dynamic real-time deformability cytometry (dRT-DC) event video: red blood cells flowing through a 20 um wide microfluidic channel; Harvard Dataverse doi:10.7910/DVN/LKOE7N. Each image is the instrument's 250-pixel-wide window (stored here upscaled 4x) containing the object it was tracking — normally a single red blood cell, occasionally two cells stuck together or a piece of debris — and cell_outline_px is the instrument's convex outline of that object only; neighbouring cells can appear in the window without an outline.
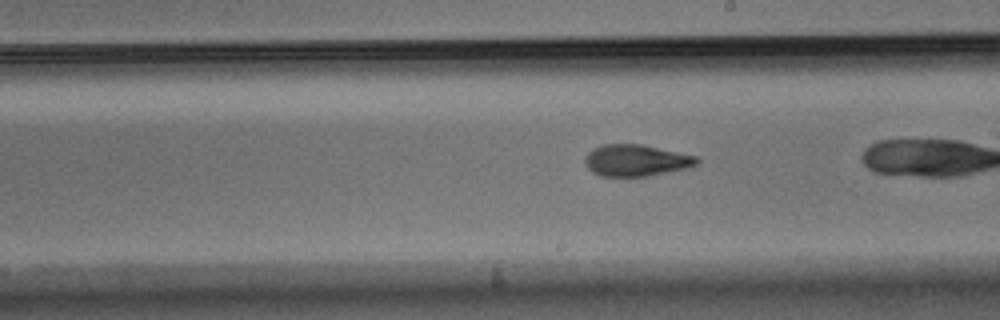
{"species": "Egyptian fruit bat (a non-hibernating species)", "species_latin": "Rousettus aegyptiacus", "temperature_condition": "warm", "stored_images_in_passage": 36, "camera_frame_rate_fps": 3000, "um_per_image_px": 0.085, "animal": {"sex": "male"}, "frame": {"image": 1, "passage_image": 24, "time_ms": 7.667, "image_size_px": [1000, 320], "cell_outline_px": [[700, 160], [696, 164], [684, 168], [648, 176], [600, 176], [592, 172], [584, 164], [584, 156], [592, 148], [600, 144], [644, 144], [696, 156]], "centroid_in_image_um": [54.0, 13.62], "position_along_channel_um": 235.0, "area_um2": 20.69}}
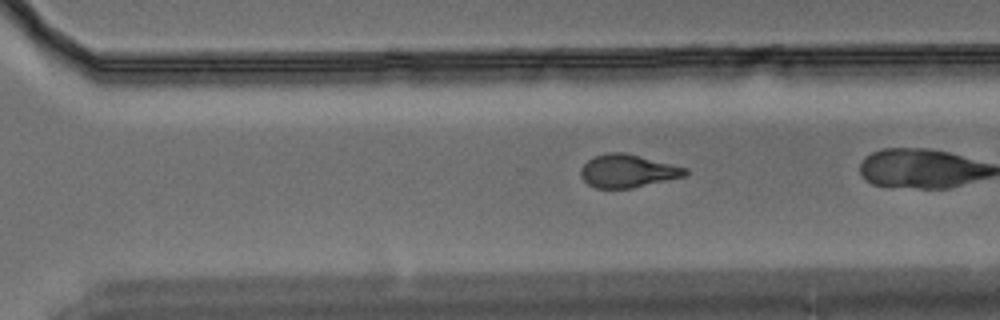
{"frame": {"image": 2, "passage_image": 31, "time_ms": 10.0, "image_size_px": [1000, 320], "cell_outline_px": [[688, 172], [684, 176], [632, 188], [596, 188], [588, 184], [580, 176], [580, 168], [588, 160], [596, 156], [608, 152], [624, 152], [688, 168]], "centroid_in_image_um": [53.33, 14.53], "position_along_channel_um": 317.3, "area_um2": 19.94}}